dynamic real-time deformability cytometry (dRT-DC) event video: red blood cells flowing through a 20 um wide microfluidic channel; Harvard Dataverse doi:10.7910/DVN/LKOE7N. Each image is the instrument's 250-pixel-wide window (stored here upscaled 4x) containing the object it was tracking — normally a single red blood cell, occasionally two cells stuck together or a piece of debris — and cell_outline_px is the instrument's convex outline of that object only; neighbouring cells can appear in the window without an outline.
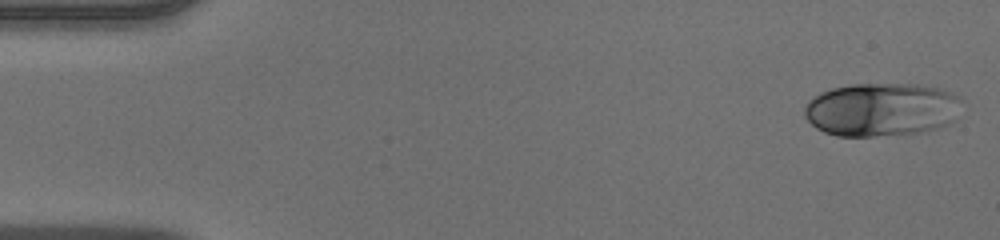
{"species": "human", "species_latin": "Homo sapiens", "temperature_condition": "warm", "stored_images_in_passage": 46, "camera_frame_rate_fps": 3000, "um_per_image_px": 0.085, "donor": {"sex": "male"}, "frame": {"image": 1, "passage_image": 1, "time_ms": 0.0, "image_size_px": [1000, 240], "cell_outline_px": [[964, 100], [956, 120], [940, 128], [920, 132], [872, 136], [836, 136], [824, 132], [816, 128], [804, 116], [804, 108], [808, 100], [812, 96], [820, 92], [832, 88], [852, 84], [920, 84], [940, 88], [952, 92], [960, 96]], "centroid_in_image_um": [74.97, 9.3], "position_along_channel_um": 10.0, "area_um2": 49.77}}
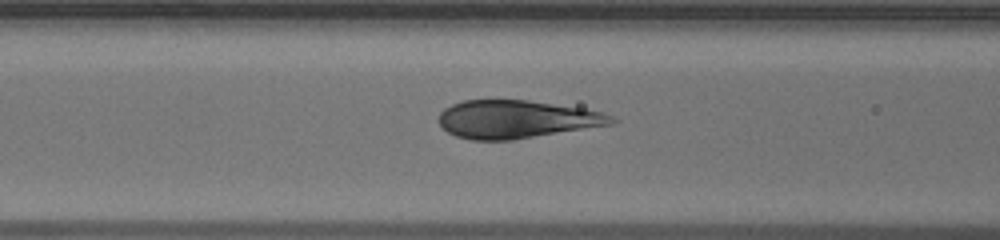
{"frame": {"image": 2, "passage_image": 18, "time_ms": 5.667, "image_size_px": [1000, 240], "cell_outline_px": [[620, 120], [612, 124], [512, 140], [472, 140], [456, 136], [448, 132], [436, 120], [440, 112], [444, 108], [452, 104], [464, 100], [528, 100], [584, 108], [604, 112]], "centroid_in_image_um": [43.9, 10.13], "position_along_channel_um": 122.7, "area_um2": 38.38}}
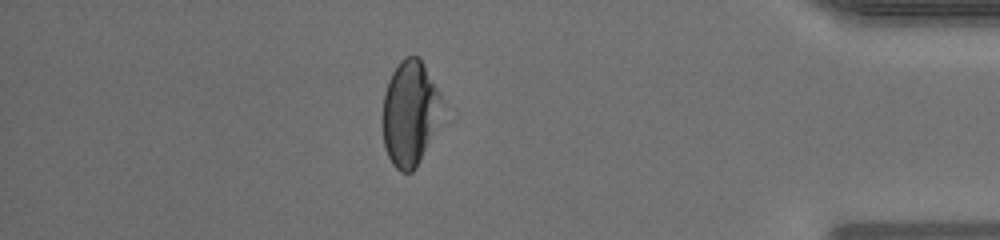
{"frame": {"image": 3, "passage_image": 40, "time_ms": 13.0, "image_size_px": [1000, 240], "cell_outline_px": [[440, 100], [428, 140], [416, 168], [412, 172], [400, 172], [392, 164], [384, 148], [380, 120], [384, 92], [388, 80], [392, 72], [400, 60], [404, 56], [420, 56], [440, 92]], "centroid_in_image_um": [34.72, 9.57], "position_along_channel_um": 400.5, "area_um2": 35.78}}